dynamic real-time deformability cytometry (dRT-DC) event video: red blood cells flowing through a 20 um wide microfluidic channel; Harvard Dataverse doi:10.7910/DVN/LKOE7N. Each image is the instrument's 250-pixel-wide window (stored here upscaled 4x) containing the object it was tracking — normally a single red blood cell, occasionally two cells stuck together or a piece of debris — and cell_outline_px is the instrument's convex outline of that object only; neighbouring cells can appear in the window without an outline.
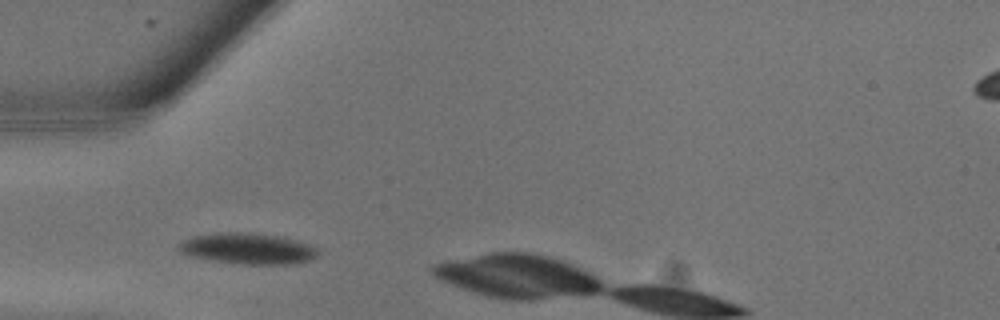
{"species": "common noctule bat (a hibernating species)", "species_latin": "Nyctalus noctula", "temperature_condition": "warm", "stored_images_in_passage": 3, "camera_frame_rate_fps": 3000, "um_per_image_px": 0.085, "animal": {"sex": "male", "body_mass_g": 13.3}, "frame": {"image": 1, "passage_image": 2, "time_ms": 0.333, "image_size_px": [1000, 320], "cell_outline_px": [[320, 252], [316, 256], [308, 260], [288, 264], [244, 264], [212, 260], [180, 252], [176, 248], [176, 244], [192, 236], [216, 232], [252, 232], [280, 236], [312, 244]], "centroid_in_image_um": [21.06, 21.1], "position_along_channel_um": 63.9, "area_um2": 25.2}}